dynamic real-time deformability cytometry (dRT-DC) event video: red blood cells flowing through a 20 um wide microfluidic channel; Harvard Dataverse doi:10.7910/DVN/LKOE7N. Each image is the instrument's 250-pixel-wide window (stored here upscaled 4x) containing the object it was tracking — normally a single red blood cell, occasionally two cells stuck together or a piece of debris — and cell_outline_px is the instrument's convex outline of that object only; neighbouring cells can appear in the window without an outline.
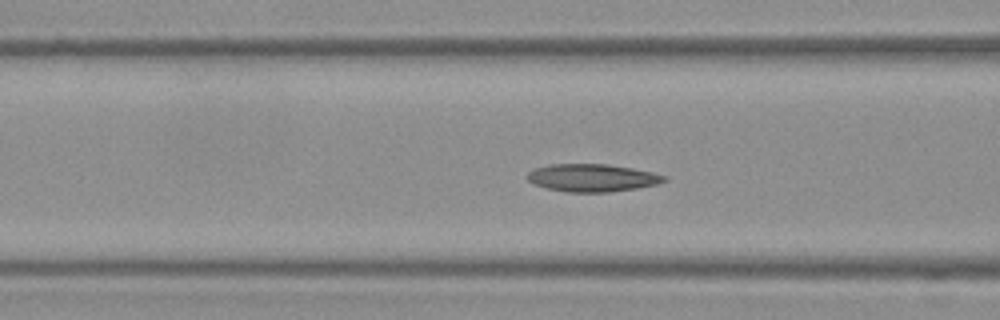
{"species": "Egyptian fruit bat (a non-hibernating species)", "species_latin": "Rousettus aegyptiacus", "temperature_condition": "warm", "stored_images_in_passage": 53, "camera_frame_rate_fps": 3000, "um_per_image_px": 0.085, "frame": {"image": 1, "passage_image": 21, "time_ms": 6.667, "image_size_px": [1000, 320], "cell_outline_px": [[668, 180], [656, 184], [636, 188], [608, 192], [568, 192], [544, 188], [532, 184], [524, 176], [528, 172], [536, 168], [548, 164], [608, 164], [632, 168], [652, 172], [668, 176]], "centroid_in_image_um": [50.3, 15.11], "position_along_channel_um": 116.3, "area_um2": 22.25}}
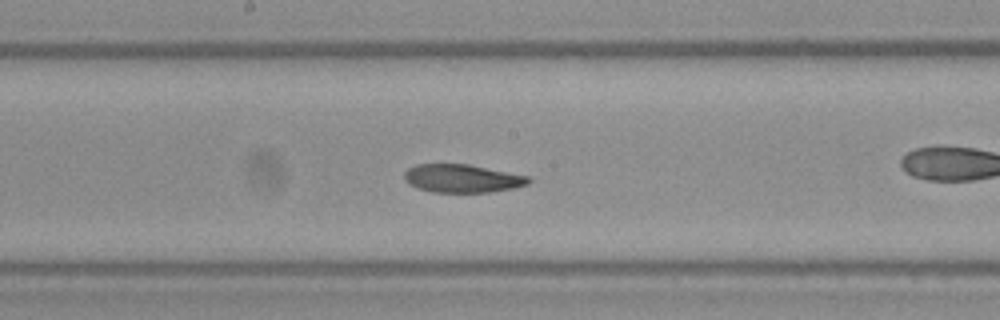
{"frame": {"image": 2, "passage_image": 28, "time_ms": 9.0, "image_size_px": [1000, 320], "cell_outline_px": [[532, 180], [528, 184], [512, 188], [488, 192], [432, 192], [416, 188], [408, 184], [404, 180], [404, 172], [408, 168], [416, 164], [468, 164], [528, 176]], "centroid_in_image_um": [39.24, 15.16], "position_along_channel_um": 209.0, "area_um2": 20.4}}
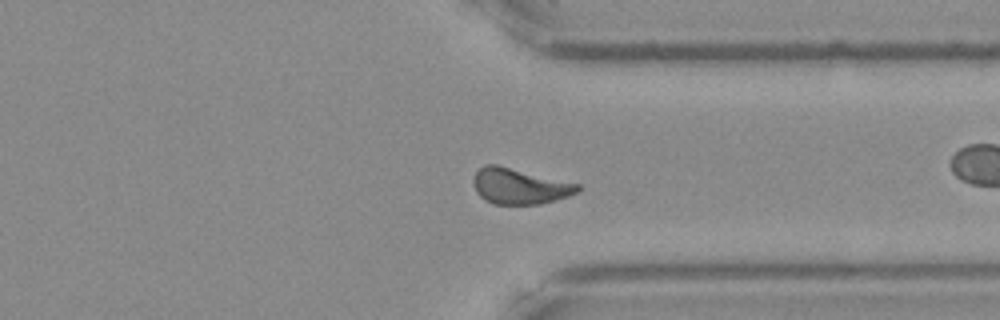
{"frame": {"image": 3, "passage_image": 40, "time_ms": 13.0, "image_size_px": [1000, 320], "cell_outline_px": [[580, 192], [556, 200], [540, 204], [492, 204], [480, 196], [476, 192], [472, 180], [476, 172], [484, 164], [496, 164], [580, 184]], "centroid_in_image_um": [44.16, 15.83], "position_along_channel_um": 367.2, "area_um2": 21.79}, "authors_computed_cell_mechanics": {"area_um2": 21.7328, "velocity_mm_per_s": 3.9748, "shape_relaxation_time_tau1_ms": null, "shape_relaxation_time_tau2_ms": 8.1551, "deformation_change_tau1": null, "deformation_change_tau2": 0.1494}}